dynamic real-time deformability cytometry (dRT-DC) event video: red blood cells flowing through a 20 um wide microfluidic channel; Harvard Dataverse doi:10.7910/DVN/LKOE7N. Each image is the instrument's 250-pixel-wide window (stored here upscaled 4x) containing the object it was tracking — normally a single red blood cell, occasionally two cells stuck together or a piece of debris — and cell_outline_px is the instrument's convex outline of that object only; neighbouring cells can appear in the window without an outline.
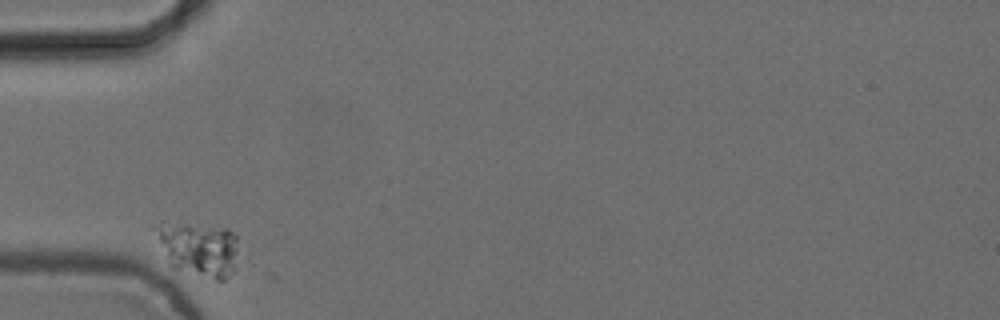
{"species": "common noctule bat (a hibernating species)", "species_latin": "Nyctalus noctula", "temperature_condition": "cold", "stored_images_in_passage": 3, "camera_frame_rate_fps": 3000, "um_per_image_px": 0.085, "animal": {"sex": "female", "body_mass_g": 24.6, "forearm_length_mm": 56.2}, "frame": {"image": 1, "passage_image": 1, "time_ms": 0.0, "image_size_px": [1000, 320], "cell_outline_px": [[236, 252], [232, 272], [224, 280], [216, 280], [172, 268], [168, 264], [152, 228], [160, 224], [176, 220], [228, 228], [236, 236]], "centroid_in_image_um": [16.82, 21.1], "position_along_channel_um": 68.2, "area_um2": 26.65}}
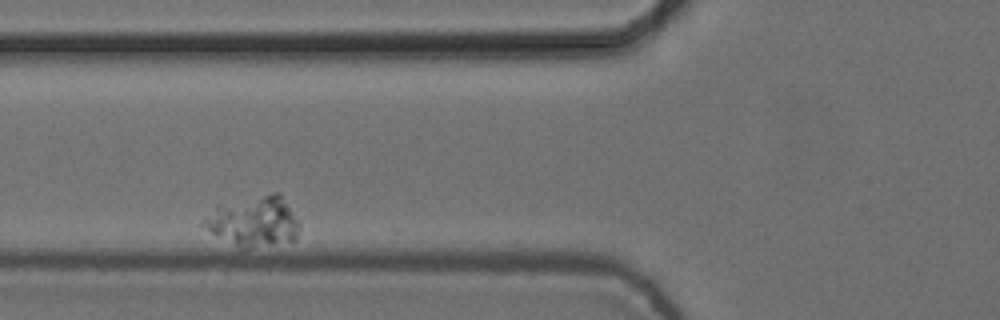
{"frame": {"image": 2, "passage_image": 2, "time_ms": 0.333, "image_size_px": [1000, 320], "cell_outline_px": [[300, 228], [296, 240], [248, 248], [236, 244], [212, 232], [200, 224], [220, 204], [272, 192], [280, 192], [300, 224]], "centroid_in_image_um": [21.65, 18.79], "position_along_channel_um": 104.2, "area_um2": 27.28}}